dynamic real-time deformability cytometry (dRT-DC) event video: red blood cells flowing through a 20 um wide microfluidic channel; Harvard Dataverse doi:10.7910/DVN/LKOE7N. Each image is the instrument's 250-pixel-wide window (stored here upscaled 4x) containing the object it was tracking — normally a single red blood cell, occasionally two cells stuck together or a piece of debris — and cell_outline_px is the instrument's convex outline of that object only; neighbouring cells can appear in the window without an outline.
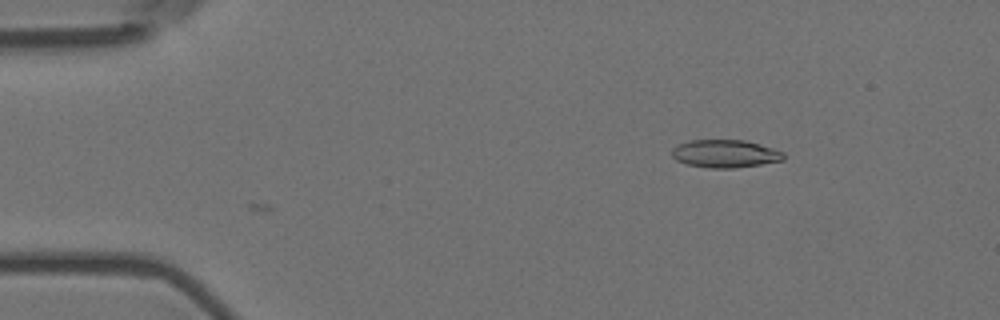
{"species": "Egyptian fruit bat (a non-hibernating species)", "species_latin": "Rousettus aegyptiacus", "temperature_condition": "room temperature", "stored_images_in_passage": 8, "camera_frame_rate_fps": 3000, "um_per_image_px": 0.085, "animal": {"sex": "female"}, "frame": {"image": 1, "passage_image": 8, "time_ms": 2.333, "image_size_px": [1000, 320], "cell_outline_px": [[784, 160], [760, 164], [732, 168], [708, 168], [688, 164], [676, 160], [672, 156], [672, 148], [676, 144], [688, 140], [744, 140], [760, 144], [784, 152]], "centroid_in_image_um": [61.6, 13.05], "position_along_channel_um": 23.4, "area_um2": 18.15}}